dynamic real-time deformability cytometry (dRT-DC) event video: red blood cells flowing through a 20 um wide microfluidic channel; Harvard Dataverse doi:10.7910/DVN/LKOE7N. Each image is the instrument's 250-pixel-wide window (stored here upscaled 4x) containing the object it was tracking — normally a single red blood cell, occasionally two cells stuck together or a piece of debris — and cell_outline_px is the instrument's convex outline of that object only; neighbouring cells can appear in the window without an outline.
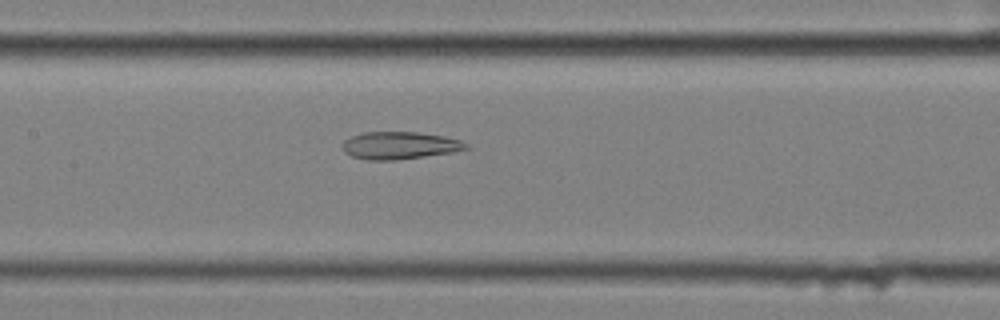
{"species": "common noctule bat (a hibernating species)", "species_latin": "Nyctalus noctula", "temperature_condition": "cold", "stored_images_in_passage": 54, "camera_frame_rate_fps": 3000, "um_per_image_px": 0.085, "animal": {"sex": "female", "body_mass_g": 25.1}, "frame": {"image": 1, "passage_image": 28, "time_ms": 9.0, "image_size_px": [1000, 320], "cell_outline_px": [[472, 148], [452, 152], [396, 160], [368, 160], [352, 156], [344, 152], [340, 148], [340, 144], [344, 140], [352, 136], [364, 132], [416, 132], [444, 136], [460, 140], [468, 144]], "centroid_in_image_um": [33.94, 12.36], "position_along_channel_um": 173.5, "area_um2": 19.88}}
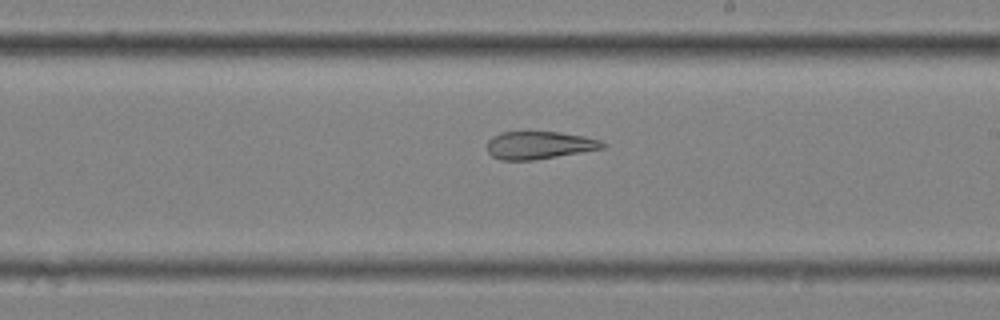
{"frame": {"image": 2, "passage_image": 34, "time_ms": 11.0, "image_size_px": [1000, 320], "cell_outline_px": [[608, 144], [604, 148], [532, 160], [500, 160], [492, 156], [488, 152], [488, 140], [492, 136], [500, 132], [560, 132], [584, 136], [600, 140]], "centroid_in_image_um": [45.83, 12.33], "position_along_channel_um": 243.2, "area_um2": 18.55}}
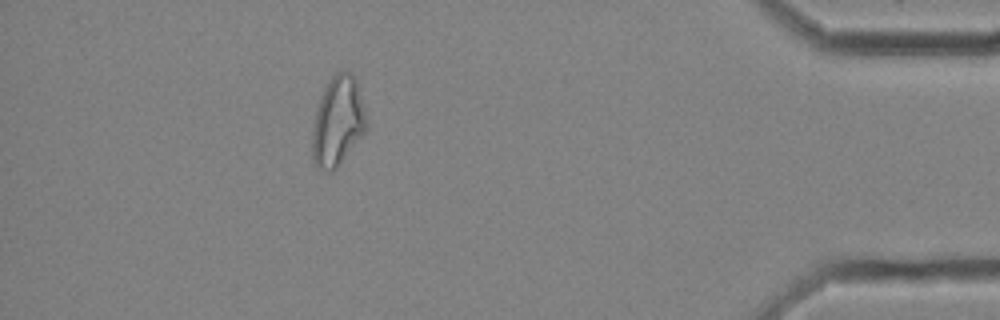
{"frame": {"image": 3, "passage_image": 52, "time_ms": 17.0, "image_size_px": [1000, 320], "cell_outline_px": [[364, 132], [340, 164], [332, 172], [320, 172], [316, 168], [312, 160], [312, 132], [316, 108], [320, 96], [332, 76], [336, 72], [348, 68], [352, 72], [356, 80], [364, 104]], "centroid_in_image_um": [28.67, 10.32], "position_along_channel_um": 406.5, "area_um2": 28.32}}